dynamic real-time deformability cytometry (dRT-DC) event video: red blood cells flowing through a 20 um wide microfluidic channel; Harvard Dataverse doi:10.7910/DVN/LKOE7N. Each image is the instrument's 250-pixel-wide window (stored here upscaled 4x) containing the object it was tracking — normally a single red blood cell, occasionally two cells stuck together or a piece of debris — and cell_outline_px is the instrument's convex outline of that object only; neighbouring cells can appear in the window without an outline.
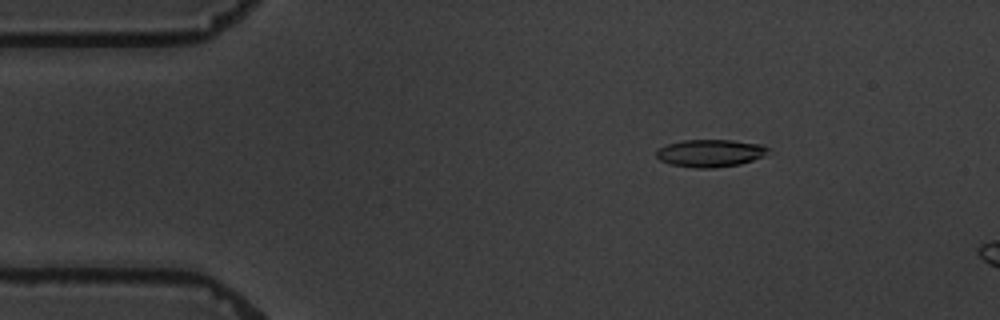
{"species": "common noctule bat (a hibernating species)", "species_latin": "Nyctalus noctula", "temperature_condition": "warm", "stored_images_in_passage": 5, "camera_frame_rate_fps": 3000, "um_per_image_px": 0.085, "animal": {"sex": "male", "body_mass_g": 19.5, "forearm_length_mm": 54.6}, "frame": {"image": 1, "passage_image": 2, "time_ms": 1.667, "image_size_px": [1000, 320], "cell_outline_px": [[768, 148], [764, 156], [740, 164], [716, 168], [696, 168], [672, 164], [660, 160], [656, 156], [656, 152], [660, 148], [668, 144], [684, 140], [732, 140], [760, 144]], "centroid_in_image_um": [60.37, 13.02], "position_along_channel_um": 24.6, "area_um2": 17.69}}